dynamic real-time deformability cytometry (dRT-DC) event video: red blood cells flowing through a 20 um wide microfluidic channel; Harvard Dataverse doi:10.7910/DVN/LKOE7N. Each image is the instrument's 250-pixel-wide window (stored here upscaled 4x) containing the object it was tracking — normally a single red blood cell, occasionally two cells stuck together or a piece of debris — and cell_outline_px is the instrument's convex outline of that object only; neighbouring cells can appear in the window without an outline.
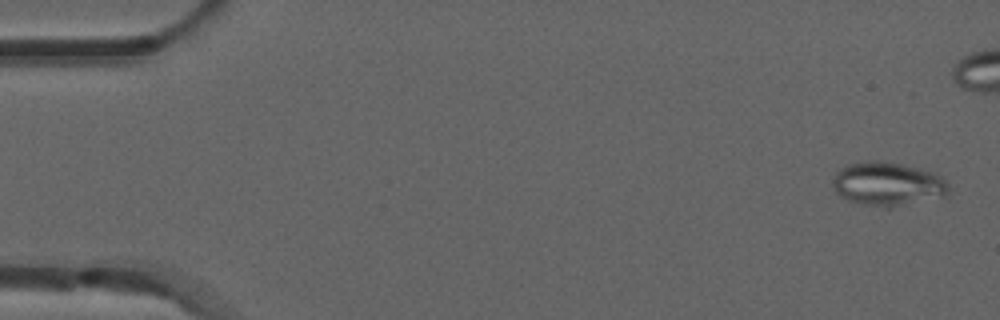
{"species": "common noctule bat (a hibernating species)", "species_latin": "Nyctalus noctula", "temperature_condition": "room temperature", "stored_images_in_passage": 6, "camera_frame_rate_fps": 3000, "um_per_image_px": 0.085, "animal": {"sex": "male", "forearm_length_mm": 52.5}, "frame": {"image": 1, "passage_image": 1, "time_ms": 0.0, "image_size_px": [1000, 320], "cell_outline_px": [[948, 196], [892, 208], [884, 208], [864, 204], [848, 200], [840, 196], [832, 188], [832, 176], [840, 168], [848, 164], [868, 160], [880, 160], [904, 164], [920, 168], [932, 172], [940, 176], [948, 184]], "centroid_in_image_um": [75.44, 15.64], "position_along_channel_um": 9.6, "area_um2": 30.11}}